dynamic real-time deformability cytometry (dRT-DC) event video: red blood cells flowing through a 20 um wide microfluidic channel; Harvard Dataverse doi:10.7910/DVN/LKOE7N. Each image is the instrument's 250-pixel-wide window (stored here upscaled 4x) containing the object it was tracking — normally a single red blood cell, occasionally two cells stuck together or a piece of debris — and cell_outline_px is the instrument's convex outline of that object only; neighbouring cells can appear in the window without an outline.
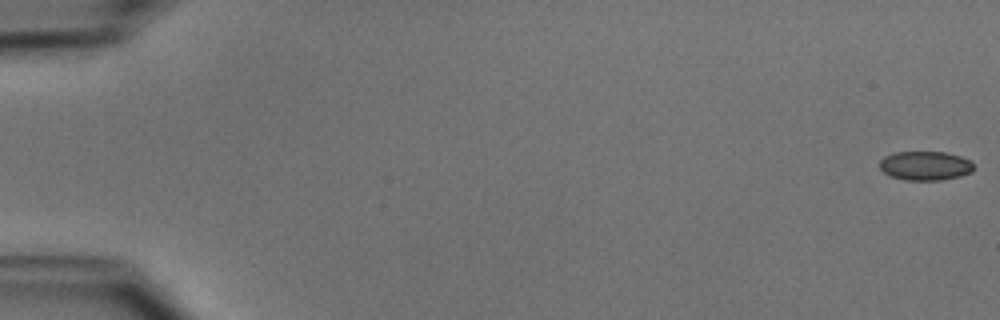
{"species": "common noctule bat (a hibernating species)", "species_latin": "Nyctalus noctula", "temperature_condition": "cold", "stored_images_in_passage": 52, "camera_frame_rate_fps": 3000, "um_per_image_px": 0.085, "animal": {"sex": "male", "body_mass_g": 15.6}, "frame": {"image": 1, "passage_image": 1, "time_ms": 0.0, "image_size_px": [1000, 320], "cell_outline_px": [[972, 172], [960, 176], [940, 180], [904, 180], [892, 176], [884, 172], [880, 168], [880, 160], [884, 156], [892, 152], [944, 152], [960, 156], [972, 160]], "centroid_in_image_um": [78.64, 14.08], "position_along_channel_um": 6.4, "area_um2": 15.95}}
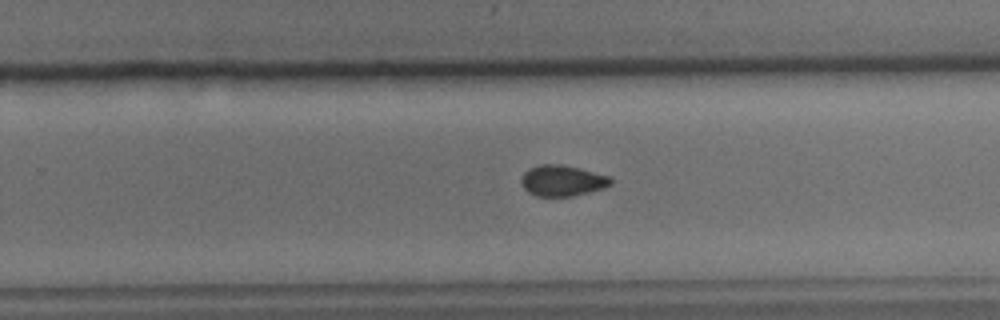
{"frame": {"image": 2, "passage_image": 34, "time_ms": 11.0, "image_size_px": [1000, 320], "cell_outline_px": [[612, 184], [604, 188], [572, 196], [536, 196], [528, 192], [524, 188], [520, 180], [524, 172], [528, 168], [540, 164], [560, 164], [580, 168], [612, 176]], "centroid_in_image_um": [47.81, 15.34], "position_along_channel_um": 282.0, "area_um2": 16.3}}
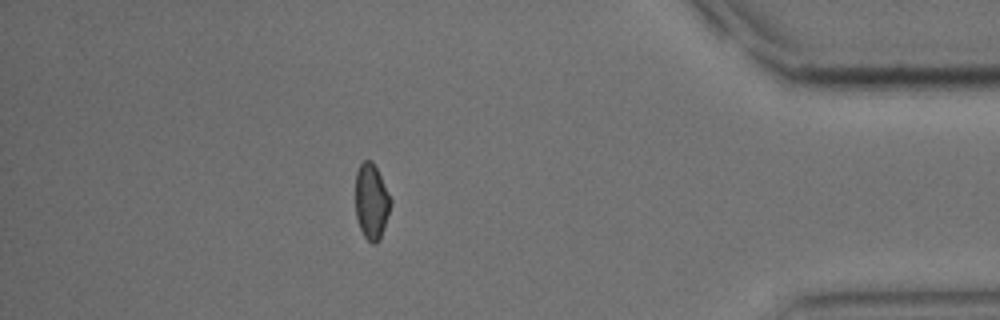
{"frame": {"image": 3, "passage_image": 46, "time_ms": 15.0, "image_size_px": [1000, 320], "cell_outline_px": [[392, 204], [380, 240], [376, 244], [372, 244], [364, 236], [360, 228], [356, 216], [356, 172], [360, 164], [364, 160], [372, 160], [392, 200]], "centroid_in_image_um": [31.58, 17.15], "position_along_channel_um": 403.6, "area_um2": 15.49}, "authors_computed_cell_mechanics": {"area_um2": 16.2996, "velocity_mm_per_s": 3.953, "shape_relaxation_time_tau1_ms": 3.9203, "shape_relaxation_time_tau2_ms": 5.7368, "deformation_change_tau1": 0.0691, "deformation_change_tau2": 0.0748}}